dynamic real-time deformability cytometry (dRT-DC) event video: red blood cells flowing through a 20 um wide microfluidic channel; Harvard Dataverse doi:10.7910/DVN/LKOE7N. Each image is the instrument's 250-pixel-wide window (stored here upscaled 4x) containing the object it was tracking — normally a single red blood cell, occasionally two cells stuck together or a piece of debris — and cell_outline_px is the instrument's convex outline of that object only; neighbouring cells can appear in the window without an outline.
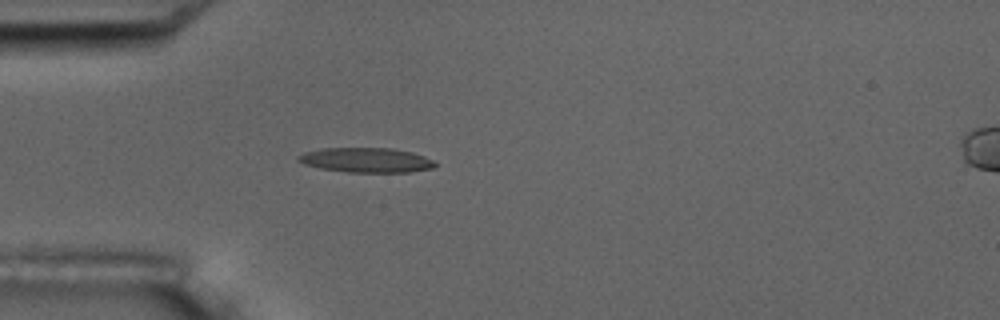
{"species": "common noctule bat (a hibernating species)", "species_latin": "Nyctalus noctula", "temperature_condition": "room temperature", "stored_images_in_passage": 3, "camera_frame_rate_fps": 3000, "um_per_image_px": 0.085, "animal": {"sex": "male", "body_mass_g": 17.5, "forearm_length_mm": 52.3}, "frame": {"image": 1, "passage_image": 3, "time_ms": 3.333, "image_size_px": [1000, 320], "cell_outline_px": [[436, 164], [432, 168], [408, 172], [348, 172], [320, 168], [304, 164], [296, 160], [296, 156], [304, 152], [324, 148], [392, 148], [412, 152], [424, 156], [432, 160]], "centroid_in_image_um": [31.09, 13.6], "position_along_channel_um": 53.9, "area_um2": 19.65}}